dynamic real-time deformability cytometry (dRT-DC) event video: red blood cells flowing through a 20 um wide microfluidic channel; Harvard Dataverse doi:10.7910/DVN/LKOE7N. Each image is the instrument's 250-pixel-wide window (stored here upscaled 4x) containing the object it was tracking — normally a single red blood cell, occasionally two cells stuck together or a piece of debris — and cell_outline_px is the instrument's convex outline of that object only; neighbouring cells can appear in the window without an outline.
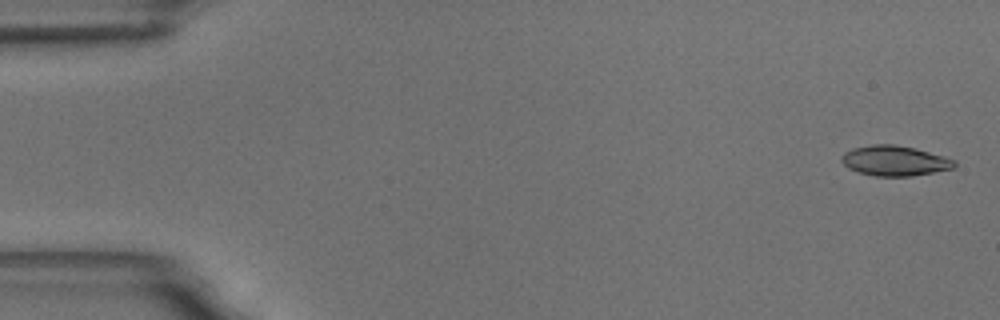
{"species": "common noctule bat (a hibernating species)", "species_latin": "Nyctalus noctula", "temperature_condition": "room temperature", "stored_images_in_passage": 21, "camera_frame_rate_fps": 3000, "um_per_image_px": 0.085, "animal": {"sex": "male", "body_mass_g": 18.8}, "frame": {"image": 1, "passage_image": 2, "time_ms": 0.333, "image_size_px": [1000, 320], "cell_outline_px": [[956, 164], [952, 168], [912, 176], [876, 176], [856, 172], [848, 168], [840, 160], [840, 156], [844, 152], [852, 148], [872, 144], [892, 144], [912, 148], [944, 156], [956, 160]], "centroid_in_image_um": [75.99, 13.66], "position_along_channel_um": 9.0, "area_um2": 19.77}}
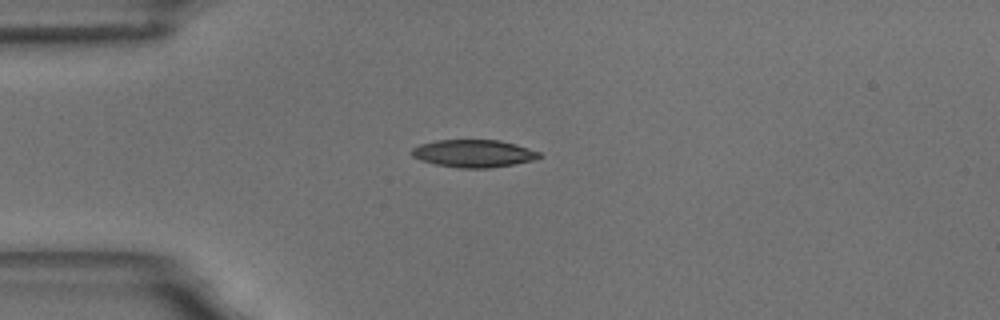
{"frame": {"image": 2, "passage_image": 15, "time_ms": 4.667, "image_size_px": [1000, 320], "cell_outline_px": [[544, 156], [532, 160], [512, 164], [488, 168], [460, 168], [436, 164], [420, 160], [412, 156], [412, 148], [420, 144], [436, 140], [500, 140], [516, 144], [540, 152]], "centroid_in_image_um": [40.26, 13.04], "position_along_channel_um": 44.7, "area_um2": 20.4}}
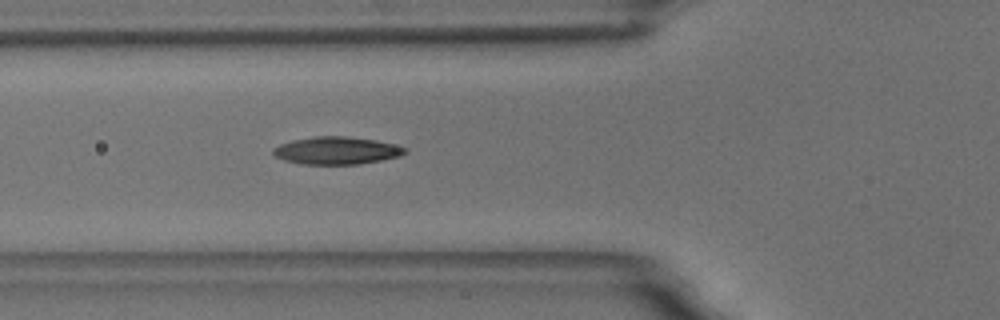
{"frame": {"image": 3, "passage_image": 21, "time_ms": 6.667, "image_size_px": [1000, 320], "cell_outline_px": [[408, 152], [400, 156], [360, 164], [304, 164], [284, 160], [272, 156], [272, 148], [280, 144], [292, 140], [316, 136], [348, 136], [376, 140], [408, 148]], "centroid_in_image_um": [28.59, 12.79], "position_along_channel_um": 97.2, "area_um2": 21.27}}